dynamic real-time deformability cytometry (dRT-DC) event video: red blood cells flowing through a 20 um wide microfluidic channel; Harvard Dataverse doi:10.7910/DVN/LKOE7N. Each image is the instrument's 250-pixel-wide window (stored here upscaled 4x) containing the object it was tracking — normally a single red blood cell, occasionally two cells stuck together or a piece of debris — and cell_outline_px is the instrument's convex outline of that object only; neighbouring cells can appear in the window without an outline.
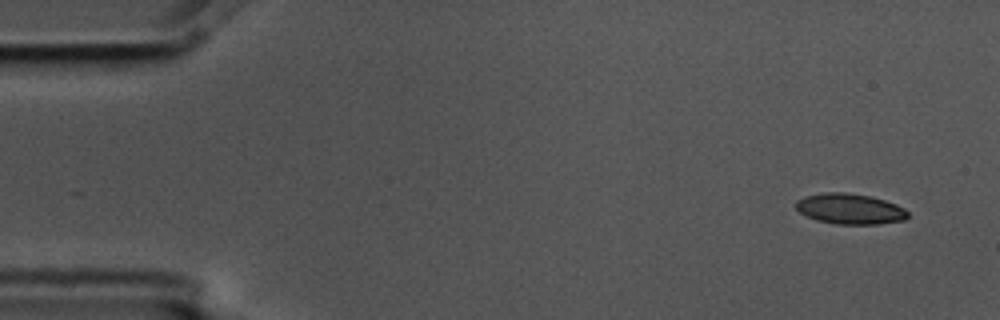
{"species": "common noctule bat (a hibernating species)", "species_latin": "Nyctalus noctula", "temperature_condition": "cold", "stored_images_in_passage": 5, "segment_of_instrument_passage": [1, 2], "camera_frame_rate_fps": 3000, "um_per_image_px": 0.085, "animal": {"sex": "male", "body_mass_g": 17.5, "forearm_length_mm": 52.3}, "frame": {"image": 1, "passage_image": 1, "time_ms": 0.0, "image_size_px": [1000, 320], "cell_outline_px": [[908, 216], [904, 220], [880, 224], [836, 224], [816, 220], [800, 212], [796, 208], [796, 200], [804, 196], [824, 192], [844, 192], [872, 196], [896, 204], [904, 208], [908, 212]], "centroid_in_image_um": [72.25, 17.75], "position_along_channel_um": 12.8, "area_um2": 20.0}}